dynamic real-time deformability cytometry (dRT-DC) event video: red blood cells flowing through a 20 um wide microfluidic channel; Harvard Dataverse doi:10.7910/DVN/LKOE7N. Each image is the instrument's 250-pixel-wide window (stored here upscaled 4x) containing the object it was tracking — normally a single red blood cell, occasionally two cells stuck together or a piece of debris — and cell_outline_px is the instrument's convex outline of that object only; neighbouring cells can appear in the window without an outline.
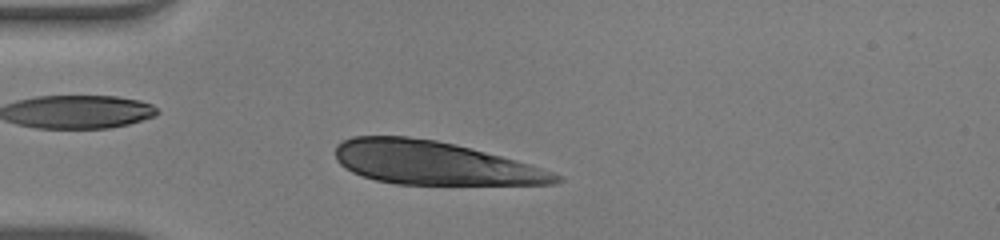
{"species": "human", "species_latin": "Homo sapiens", "temperature_condition": "warm", "stored_images_in_passage": 41, "camera_frame_rate_fps": 3000, "um_per_image_px": 0.085, "donor": {"sex": "male"}, "frame": {"image": 1, "passage_image": 7, "time_ms": 2.0, "image_size_px": [1000, 240], "cell_outline_px": [[564, 180], [556, 184], [396, 184], [376, 180], [352, 172], [344, 168], [336, 160], [336, 144], [352, 136], [408, 136], [436, 140], [456, 144], [516, 160], [564, 176]], "centroid_in_image_um": [36.87, 13.85], "position_along_channel_um": 48.1, "area_um2": 55.55}}